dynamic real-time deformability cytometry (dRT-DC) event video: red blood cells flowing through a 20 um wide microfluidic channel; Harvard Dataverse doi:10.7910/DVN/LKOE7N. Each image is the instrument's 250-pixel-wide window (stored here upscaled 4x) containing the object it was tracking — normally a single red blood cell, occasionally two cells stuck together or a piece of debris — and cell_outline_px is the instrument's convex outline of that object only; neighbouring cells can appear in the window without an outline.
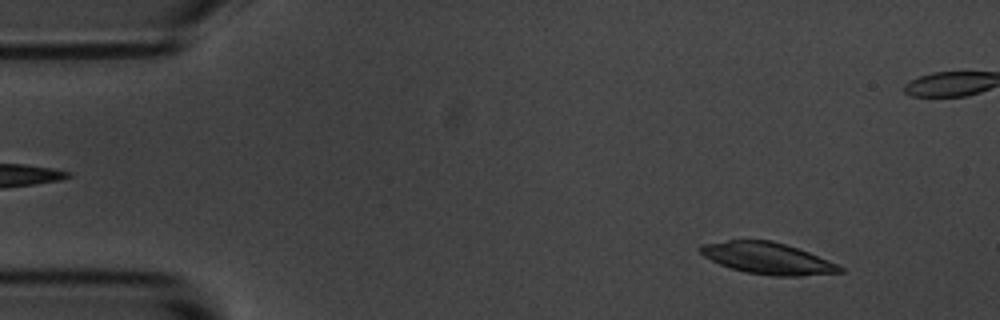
{"species": "common noctule bat (a hibernating species)", "species_latin": "Nyctalus noctula", "temperature_condition": "room temperature", "stored_images_in_passage": 14, "segment_of_instrument_passage": [1, 2], "camera_frame_rate_fps": 3000, "um_per_image_px": 0.085, "animal": {"sex": "male", "body_mass_g": 20.1, "forearm_length_mm": 53.5}, "frame": {"image": 1, "passage_image": 1, "time_ms": 0.0, "image_size_px": [1000, 320], "cell_outline_px": [[844, 272], [800, 276], [772, 276], [748, 272], [728, 268], [704, 256], [700, 252], [700, 244], [728, 240], [772, 240], [808, 252], [836, 264], [844, 268]], "centroid_in_image_um": [65.23, 21.96], "position_along_channel_um": 19.8, "area_um2": 25.43}}
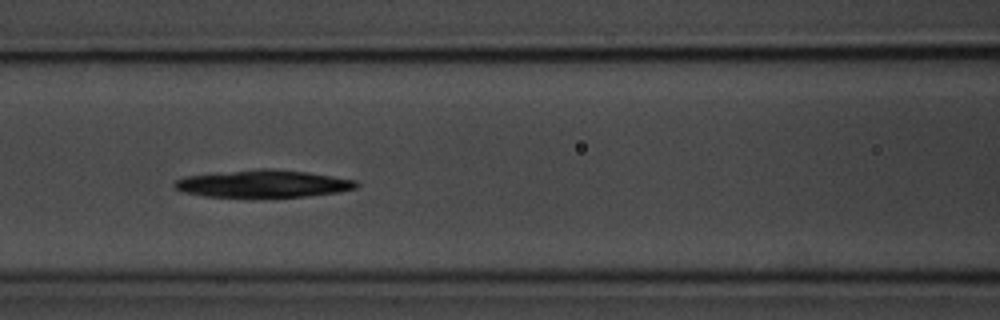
{"frame": {"image": 2, "passage_image": 5, "time_ms": 5.667, "image_size_px": [1000, 320], "cell_outline_px": [[360, 184], [356, 188], [336, 192], [304, 196], [248, 200], [204, 196], [184, 192], [176, 188], [172, 184], [176, 180], [184, 176], [260, 168], [268, 168], [308, 172], [356, 180]], "centroid_in_image_um": [22.32, 15.65], "position_along_channel_um": 144.3, "area_um2": 30.0}}